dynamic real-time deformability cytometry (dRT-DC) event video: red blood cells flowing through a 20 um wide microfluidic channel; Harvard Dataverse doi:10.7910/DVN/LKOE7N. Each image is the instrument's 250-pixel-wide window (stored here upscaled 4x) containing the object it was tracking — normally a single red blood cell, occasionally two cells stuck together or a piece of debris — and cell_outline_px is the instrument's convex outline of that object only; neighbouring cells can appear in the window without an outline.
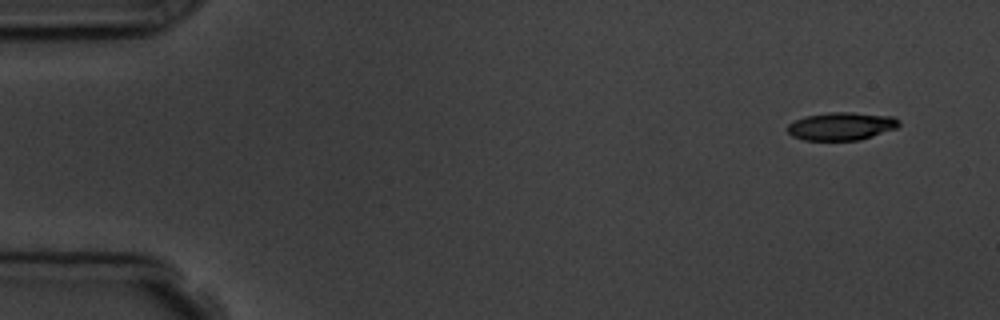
{"species": "common noctule bat (a hibernating species)", "species_latin": "Nyctalus noctula", "temperature_condition": "room temperature", "stored_images_in_passage": 4, "camera_frame_rate_fps": 3000, "um_per_image_px": 0.085, "animal": {"sex": "male", "body_mass_g": 19.5, "forearm_length_mm": 54.6}, "frame": {"image": 1, "passage_image": 1, "time_ms": 0.0, "image_size_px": [1000, 320], "cell_outline_px": [[900, 124], [896, 128], [860, 140], [804, 140], [792, 136], [788, 132], [788, 124], [804, 116], [828, 112], [852, 112], [892, 116], [900, 120]], "centroid_in_image_um": [71.51, 10.72], "position_along_channel_um": 13.5, "area_um2": 18.15}}
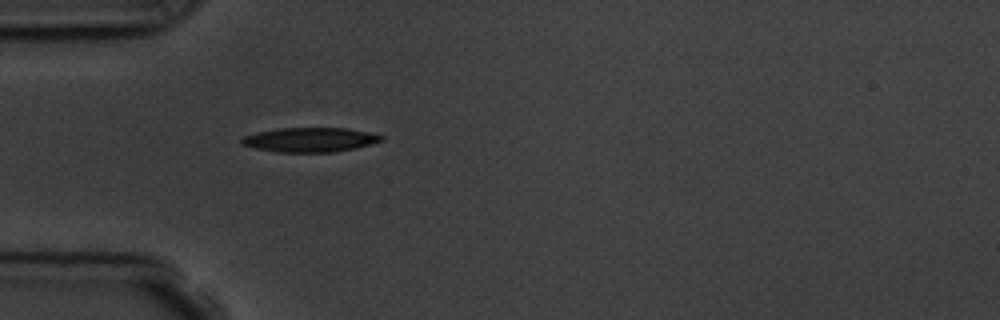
{"frame": {"image": 2, "passage_image": 4, "time_ms": 4.333, "image_size_px": [1000, 320], "cell_outline_px": [[384, 140], [356, 148], [336, 152], [276, 152], [256, 148], [244, 144], [240, 140], [244, 136], [256, 132], [280, 128], [348, 128], [368, 132], [384, 136]], "centroid_in_image_um": [26.39, 11.88], "position_along_channel_um": 58.6, "area_um2": 19.83}}